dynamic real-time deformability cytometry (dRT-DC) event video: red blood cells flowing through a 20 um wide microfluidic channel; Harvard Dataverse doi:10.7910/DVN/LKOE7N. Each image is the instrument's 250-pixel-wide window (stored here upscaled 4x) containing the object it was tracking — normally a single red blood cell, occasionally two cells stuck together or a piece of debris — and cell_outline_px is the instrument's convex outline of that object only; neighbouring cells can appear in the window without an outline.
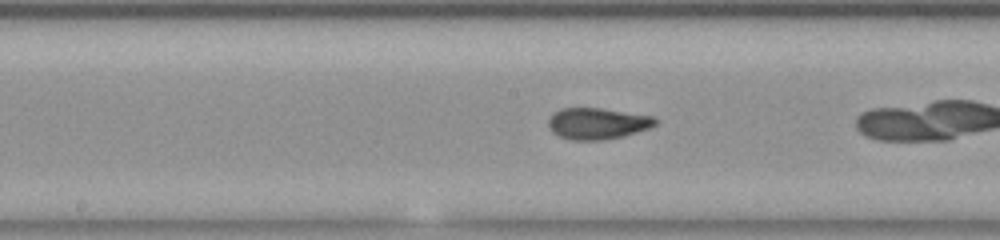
{"species": "common noctule bat (a hibernating species)", "species_latin": "Nyctalus noctula", "temperature_condition": "room temperature", "stored_images_in_passage": 23, "camera_frame_rate_fps": 3000, "um_per_image_px": 0.085, "animal": {"sex": "female", "body_mass_g": 23.0, "forearm_length_mm": 53.4}, "frame": {"image": 1, "passage_image": 17, "time_ms": 5.333, "image_size_px": [1000, 240], "cell_outline_px": [[660, 120], [652, 128], [624, 136], [604, 140], [572, 140], [560, 136], [552, 132], [548, 128], [548, 120], [552, 112], [560, 108], [600, 108], [656, 116]], "centroid_in_image_um": [50.82, 10.49], "position_along_channel_um": 197.4, "area_um2": 20.0}}
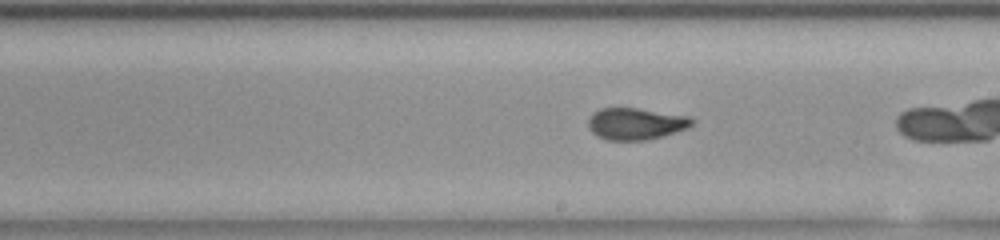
{"frame": {"image": 2, "passage_image": 20, "time_ms": 6.333, "image_size_px": [1000, 240], "cell_outline_px": [[696, 120], [688, 128], [664, 136], [644, 140], [608, 140], [596, 136], [588, 128], [588, 120], [592, 112], [600, 108], [636, 108], [688, 116]], "centroid_in_image_um": [54.02, 10.52], "position_along_channel_um": 235.0, "area_um2": 19.31}}